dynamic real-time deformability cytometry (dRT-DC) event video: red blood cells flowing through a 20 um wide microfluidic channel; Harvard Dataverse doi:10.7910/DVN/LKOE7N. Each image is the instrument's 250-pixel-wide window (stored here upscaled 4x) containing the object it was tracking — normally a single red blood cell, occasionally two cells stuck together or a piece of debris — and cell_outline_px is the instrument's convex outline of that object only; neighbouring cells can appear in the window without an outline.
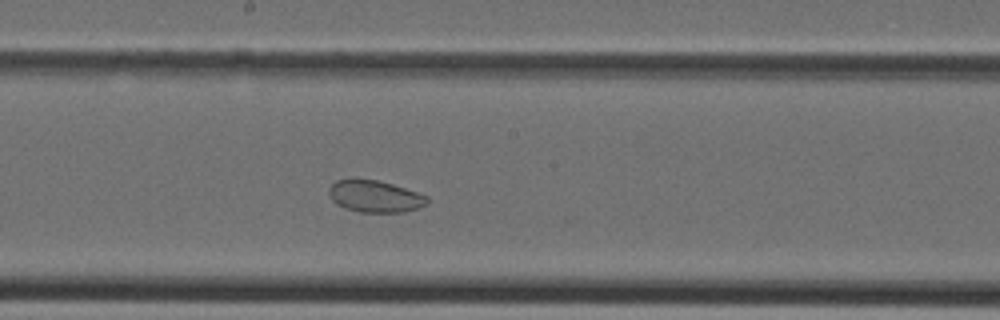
{"species": "Egyptian fruit bat (a non-hibernating species)", "species_latin": "Rousettus aegyptiacus", "temperature_condition": "cold", "stored_images_in_passage": 18, "camera_frame_rate_fps": 3000, "um_per_image_px": 0.085, "animal": {"sex": "female"}, "frame": {"image": 1, "passage_image": 10, "time_ms": 3.0, "image_size_px": [1000, 320], "cell_outline_px": [[428, 204], [404, 212], [360, 212], [344, 208], [336, 204], [332, 200], [328, 192], [328, 188], [336, 180], [376, 180], [392, 184], [428, 196]], "centroid_in_image_um": [31.86, 16.71], "position_along_channel_um": 216.3, "area_um2": 18.03}}